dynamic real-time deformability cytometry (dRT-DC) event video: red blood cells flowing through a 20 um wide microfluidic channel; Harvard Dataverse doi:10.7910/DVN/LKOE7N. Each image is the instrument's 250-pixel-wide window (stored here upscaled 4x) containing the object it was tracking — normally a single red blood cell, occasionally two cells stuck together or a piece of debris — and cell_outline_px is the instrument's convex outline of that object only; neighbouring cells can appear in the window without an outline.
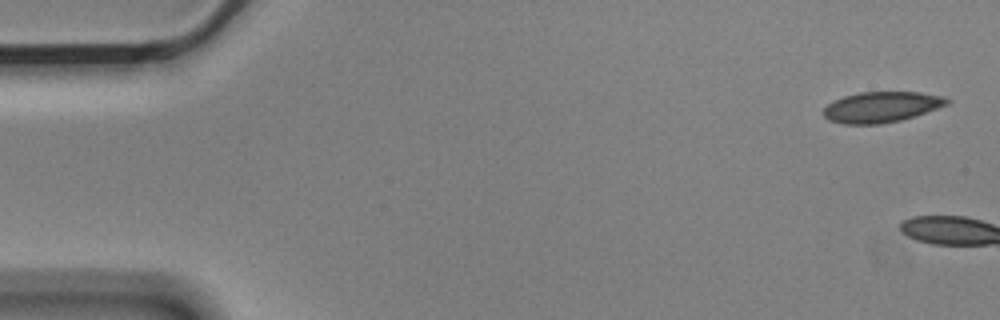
{"species": "Egyptian fruit bat (a non-hibernating species)", "species_latin": "Rousettus aegyptiacus", "temperature_condition": "cold", "stored_images_in_passage": 2, "camera_frame_rate_fps": 3000, "um_per_image_px": 0.085, "animal": {"sex": "male"}, "frame": {"image": 1, "passage_image": 1, "time_ms": 0.0, "image_size_px": [1000, 320], "cell_outline_px": [[952, 100], [948, 104], [900, 120], [880, 124], [844, 124], [828, 120], [824, 116], [824, 108], [828, 104], [844, 96], [860, 92], [916, 92], [940, 96]], "centroid_in_image_um": [74.88, 9.1], "position_along_channel_um": 10.1, "area_um2": 21.68}}